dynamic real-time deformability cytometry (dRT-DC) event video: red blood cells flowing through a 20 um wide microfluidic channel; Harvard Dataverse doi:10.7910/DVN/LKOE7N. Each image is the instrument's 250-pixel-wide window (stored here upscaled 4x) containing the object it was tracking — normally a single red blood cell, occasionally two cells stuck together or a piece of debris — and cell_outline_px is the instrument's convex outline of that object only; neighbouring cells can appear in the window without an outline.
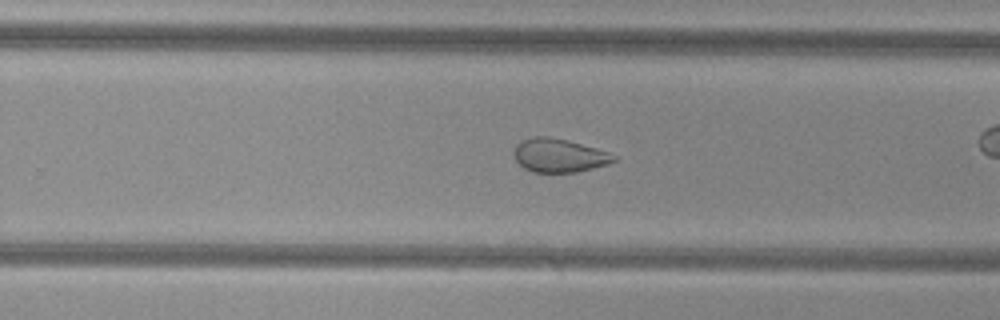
{"species": "common noctule bat (a hibernating species)", "species_latin": "Nyctalus noctula", "temperature_condition": "cold", "stored_images_in_passage": 28, "camera_frame_rate_fps": 3000, "um_per_image_px": 0.085, "animal": {"sex": "female", "body_mass_g": 29.2, "forearm_length_mm": 56.3}, "frame": {"image": 1, "passage_image": 20, "time_ms": 6.333, "image_size_px": [1000, 320], "cell_outline_px": [[616, 160], [608, 164], [576, 172], [532, 172], [524, 168], [516, 160], [512, 152], [516, 144], [520, 140], [532, 136], [548, 136], [568, 140], [596, 148], [608, 152], [616, 156]], "centroid_in_image_um": [47.48, 13.2], "position_along_channel_um": 282.3, "area_um2": 19.65}}